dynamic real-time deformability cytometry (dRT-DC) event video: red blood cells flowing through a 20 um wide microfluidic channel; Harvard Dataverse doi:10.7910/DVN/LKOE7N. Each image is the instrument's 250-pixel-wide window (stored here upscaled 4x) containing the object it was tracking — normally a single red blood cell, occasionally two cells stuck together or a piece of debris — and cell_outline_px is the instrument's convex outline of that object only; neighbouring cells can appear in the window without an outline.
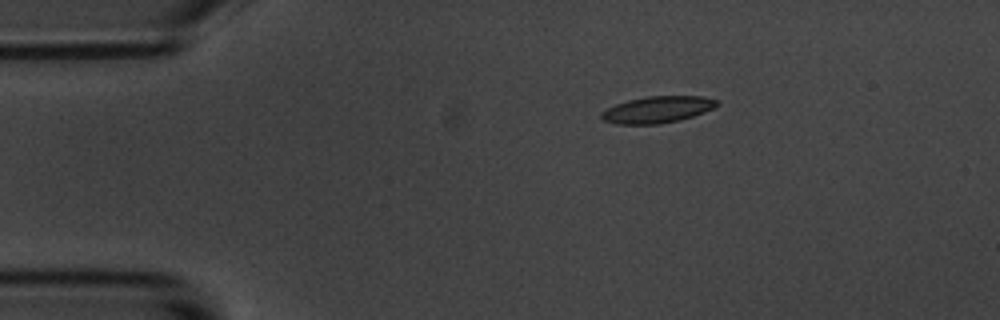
{"species": "common noctule bat (a hibernating species)", "species_latin": "Nyctalus noctula", "temperature_condition": "room temperature", "stored_images_in_passage": 4, "camera_frame_rate_fps": 3000, "um_per_image_px": 0.085, "animal": {"sex": "male", "body_mass_g": 20.1, "forearm_length_mm": 53.5}, "frame": {"image": 1, "passage_image": 1, "time_ms": 0.0, "image_size_px": [1000, 320], "cell_outline_px": [[720, 104], [704, 112], [680, 120], [660, 124], [616, 124], [604, 120], [600, 116], [600, 112], [616, 104], [628, 100], [648, 96], [704, 96], [720, 100]], "centroid_in_image_um": [55.91, 9.31], "position_along_channel_um": 29.1, "area_um2": 17.98}}
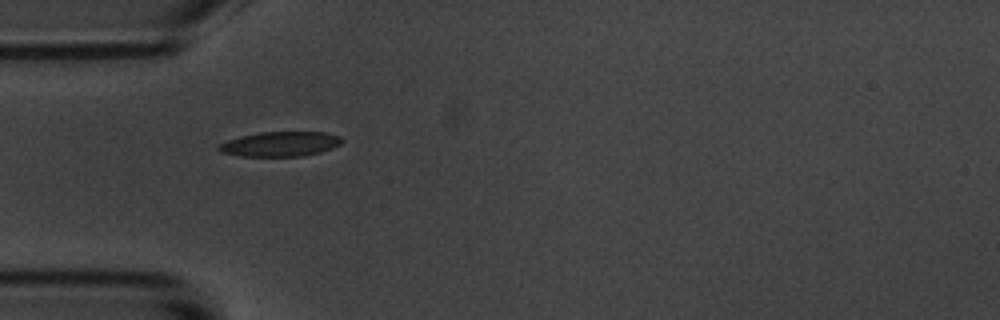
{"frame": {"image": 2, "passage_image": 3, "time_ms": 2.333, "image_size_px": [1000, 320], "cell_outline_px": [[344, 140], [340, 144], [332, 148], [320, 152], [304, 156], [240, 156], [220, 152], [216, 148], [216, 144], [240, 136], [260, 132], [324, 132], [340, 136]], "centroid_in_image_um": [23.79, 12.24], "position_along_channel_um": 61.2, "area_um2": 17.92}}